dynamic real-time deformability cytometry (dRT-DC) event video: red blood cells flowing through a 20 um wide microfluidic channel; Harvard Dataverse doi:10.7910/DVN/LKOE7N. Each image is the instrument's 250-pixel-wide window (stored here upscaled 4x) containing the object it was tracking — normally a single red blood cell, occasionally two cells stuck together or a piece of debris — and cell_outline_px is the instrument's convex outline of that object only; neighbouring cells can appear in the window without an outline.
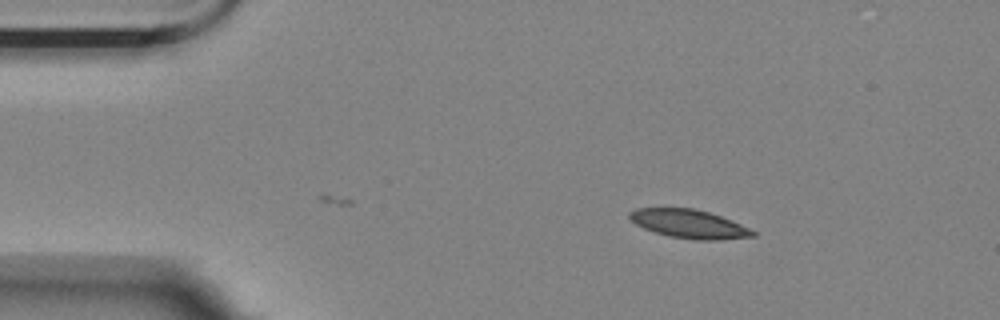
{"species": "Egyptian fruit bat (a non-hibernating species)", "species_latin": "Rousettus aegyptiacus", "temperature_condition": "room temperature", "stored_images_in_passage": 3, "camera_frame_rate_fps": 3000, "um_per_image_px": 0.085, "animal": {"sex": "female"}, "frame": {"image": 1, "passage_image": 1, "time_ms": 0.0, "image_size_px": [1000, 320], "cell_outline_px": [[756, 236], [720, 240], [696, 240], [668, 236], [644, 228], [636, 224], [628, 216], [628, 212], [636, 208], [696, 208], [732, 220], [756, 232]], "centroid_in_image_um": [58.57, 19.03], "position_along_channel_um": 26.4, "area_um2": 20.52}}